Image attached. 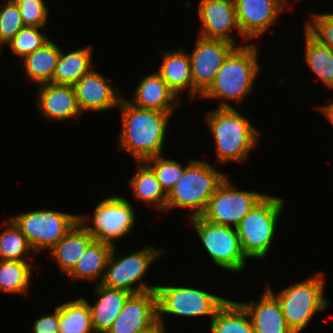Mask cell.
Wrapping results in <instances>:
<instances>
[{"label": "cell", "instance_id": "31", "mask_svg": "<svg viewBox=\"0 0 333 333\" xmlns=\"http://www.w3.org/2000/svg\"><path fill=\"white\" fill-rule=\"evenodd\" d=\"M32 267L27 261L0 260V293L27 296Z\"/></svg>", "mask_w": 333, "mask_h": 333}, {"label": "cell", "instance_id": "10", "mask_svg": "<svg viewBox=\"0 0 333 333\" xmlns=\"http://www.w3.org/2000/svg\"><path fill=\"white\" fill-rule=\"evenodd\" d=\"M188 221L216 267L235 274L244 270L249 259L241 249L235 227L215 224L202 216L190 218Z\"/></svg>", "mask_w": 333, "mask_h": 333}, {"label": "cell", "instance_id": "8", "mask_svg": "<svg viewBox=\"0 0 333 333\" xmlns=\"http://www.w3.org/2000/svg\"><path fill=\"white\" fill-rule=\"evenodd\" d=\"M135 214L134 207L127 198L110 195L95 206L93 216L78 215V222L95 240L115 246V241H121L134 230Z\"/></svg>", "mask_w": 333, "mask_h": 333}, {"label": "cell", "instance_id": "33", "mask_svg": "<svg viewBox=\"0 0 333 333\" xmlns=\"http://www.w3.org/2000/svg\"><path fill=\"white\" fill-rule=\"evenodd\" d=\"M193 160L186 162V166L177 160L164 158L163 155L154 156L145 160L153 169L161 188L166 194L174 187L177 181L182 177L183 172Z\"/></svg>", "mask_w": 333, "mask_h": 333}, {"label": "cell", "instance_id": "28", "mask_svg": "<svg viewBox=\"0 0 333 333\" xmlns=\"http://www.w3.org/2000/svg\"><path fill=\"white\" fill-rule=\"evenodd\" d=\"M209 333H254L251 318L240 302L226 300L210 322Z\"/></svg>", "mask_w": 333, "mask_h": 333}, {"label": "cell", "instance_id": "7", "mask_svg": "<svg viewBox=\"0 0 333 333\" xmlns=\"http://www.w3.org/2000/svg\"><path fill=\"white\" fill-rule=\"evenodd\" d=\"M165 250L147 246L121 256L116 253V245L113 246L100 284L108 288L125 290L131 294L156 291L157 285L146 284L145 280H141L146 276L153 262L162 256Z\"/></svg>", "mask_w": 333, "mask_h": 333}, {"label": "cell", "instance_id": "15", "mask_svg": "<svg viewBox=\"0 0 333 333\" xmlns=\"http://www.w3.org/2000/svg\"><path fill=\"white\" fill-rule=\"evenodd\" d=\"M113 80L105 77L95 67L82 76L74 85L76 100L80 111L108 112L119 106L123 96L120 90L113 86Z\"/></svg>", "mask_w": 333, "mask_h": 333}, {"label": "cell", "instance_id": "3", "mask_svg": "<svg viewBox=\"0 0 333 333\" xmlns=\"http://www.w3.org/2000/svg\"><path fill=\"white\" fill-rule=\"evenodd\" d=\"M214 138L216 159L219 163H241L248 160L259 143L257 130L241 112L233 108H216L204 116Z\"/></svg>", "mask_w": 333, "mask_h": 333}, {"label": "cell", "instance_id": "18", "mask_svg": "<svg viewBox=\"0 0 333 333\" xmlns=\"http://www.w3.org/2000/svg\"><path fill=\"white\" fill-rule=\"evenodd\" d=\"M37 93V108L48 121L78 119L82 115L79 109L75 91L71 85L45 83L39 85Z\"/></svg>", "mask_w": 333, "mask_h": 333}, {"label": "cell", "instance_id": "23", "mask_svg": "<svg viewBox=\"0 0 333 333\" xmlns=\"http://www.w3.org/2000/svg\"><path fill=\"white\" fill-rule=\"evenodd\" d=\"M95 240L77 222L70 231L52 248L50 254L58 268L66 275L74 268L87 247Z\"/></svg>", "mask_w": 333, "mask_h": 333}, {"label": "cell", "instance_id": "2", "mask_svg": "<svg viewBox=\"0 0 333 333\" xmlns=\"http://www.w3.org/2000/svg\"><path fill=\"white\" fill-rule=\"evenodd\" d=\"M246 42L236 47L225 59L214 82L200 98L220 99L218 108H233L229 101L241 105L254 90L260 74L258 45ZM227 101V102H226Z\"/></svg>", "mask_w": 333, "mask_h": 333}, {"label": "cell", "instance_id": "24", "mask_svg": "<svg viewBox=\"0 0 333 333\" xmlns=\"http://www.w3.org/2000/svg\"><path fill=\"white\" fill-rule=\"evenodd\" d=\"M112 249L111 244L94 240L67 274L69 280H88L95 285L100 284Z\"/></svg>", "mask_w": 333, "mask_h": 333}, {"label": "cell", "instance_id": "41", "mask_svg": "<svg viewBox=\"0 0 333 333\" xmlns=\"http://www.w3.org/2000/svg\"><path fill=\"white\" fill-rule=\"evenodd\" d=\"M285 6L287 5V3H289L288 5V7L287 8H289V9H291V5H290V2H288V0H280Z\"/></svg>", "mask_w": 333, "mask_h": 333}, {"label": "cell", "instance_id": "27", "mask_svg": "<svg viewBox=\"0 0 333 333\" xmlns=\"http://www.w3.org/2000/svg\"><path fill=\"white\" fill-rule=\"evenodd\" d=\"M60 50L61 47L50 39L41 48L27 55L20 61L25 78L38 85L51 83Z\"/></svg>", "mask_w": 333, "mask_h": 333}, {"label": "cell", "instance_id": "38", "mask_svg": "<svg viewBox=\"0 0 333 333\" xmlns=\"http://www.w3.org/2000/svg\"><path fill=\"white\" fill-rule=\"evenodd\" d=\"M33 324V333H59V308L55 306L52 314L35 319Z\"/></svg>", "mask_w": 333, "mask_h": 333}, {"label": "cell", "instance_id": "30", "mask_svg": "<svg viewBox=\"0 0 333 333\" xmlns=\"http://www.w3.org/2000/svg\"><path fill=\"white\" fill-rule=\"evenodd\" d=\"M59 308V333H95L90 307L84 297L66 301Z\"/></svg>", "mask_w": 333, "mask_h": 333}, {"label": "cell", "instance_id": "26", "mask_svg": "<svg viewBox=\"0 0 333 333\" xmlns=\"http://www.w3.org/2000/svg\"><path fill=\"white\" fill-rule=\"evenodd\" d=\"M92 50L91 45L68 53L61 48L51 83L73 86L88 74L94 68Z\"/></svg>", "mask_w": 333, "mask_h": 333}, {"label": "cell", "instance_id": "35", "mask_svg": "<svg viewBox=\"0 0 333 333\" xmlns=\"http://www.w3.org/2000/svg\"><path fill=\"white\" fill-rule=\"evenodd\" d=\"M0 5V51L25 26L14 0H5Z\"/></svg>", "mask_w": 333, "mask_h": 333}, {"label": "cell", "instance_id": "11", "mask_svg": "<svg viewBox=\"0 0 333 333\" xmlns=\"http://www.w3.org/2000/svg\"><path fill=\"white\" fill-rule=\"evenodd\" d=\"M8 218L24 234L36 255L52 249L78 222L77 214L53 209H39Z\"/></svg>", "mask_w": 333, "mask_h": 333}, {"label": "cell", "instance_id": "34", "mask_svg": "<svg viewBox=\"0 0 333 333\" xmlns=\"http://www.w3.org/2000/svg\"><path fill=\"white\" fill-rule=\"evenodd\" d=\"M46 27L24 26L8 43L12 53L18 56L19 62L27 55L41 48L51 38L46 36Z\"/></svg>", "mask_w": 333, "mask_h": 333}, {"label": "cell", "instance_id": "5", "mask_svg": "<svg viewBox=\"0 0 333 333\" xmlns=\"http://www.w3.org/2000/svg\"><path fill=\"white\" fill-rule=\"evenodd\" d=\"M324 280V273L318 271L278 292H274L268 284L265 286L280 303L287 325L293 333H301L309 326L315 314L325 311L331 304L324 296Z\"/></svg>", "mask_w": 333, "mask_h": 333}, {"label": "cell", "instance_id": "6", "mask_svg": "<svg viewBox=\"0 0 333 333\" xmlns=\"http://www.w3.org/2000/svg\"><path fill=\"white\" fill-rule=\"evenodd\" d=\"M284 200L268 193L244 216L236 227L243 253L248 259H265L275 239Z\"/></svg>", "mask_w": 333, "mask_h": 333}, {"label": "cell", "instance_id": "17", "mask_svg": "<svg viewBox=\"0 0 333 333\" xmlns=\"http://www.w3.org/2000/svg\"><path fill=\"white\" fill-rule=\"evenodd\" d=\"M238 24L250 41L264 35L276 25L280 14L287 9L280 0H234Z\"/></svg>", "mask_w": 333, "mask_h": 333}, {"label": "cell", "instance_id": "22", "mask_svg": "<svg viewBox=\"0 0 333 333\" xmlns=\"http://www.w3.org/2000/svg\"><path fill=\"white\" fill-rule=\"evenodd\" d=\"M161 65L156 71L169 88L181 100L179 94L188 90V98L193 100V80L189 55L183 48L161 51ZM185 90V91H184Z\"/></svg>", "mask_w": 333, "mask_h": 333}, {"label": "cell", "instance_id": "25", "mask_svg": "<svg viewBox=\"0 0 333 333\" xmlns=\"http://www.w3.org/2000/svg\"><path fill=\"white\" fill-rule=\"evenodd\" d=\"M136 171L129 179L134 200L151 204L165 212L167 194L161 188L153 169L145 161H135Z\"/></svg>", "mask_w": 333, "mask_h": 333}, {"label": "cell", "instance_id": "32", "mask_svg": "<svg viewBox=\"0 0 333 333\" xmlns=\"http://www.w3.org/2000/svg\"><path fill=\"white\" fill-rule=\"evenodd\" d=\"M4 225H7L6 229L0 232V260L26 261L36 254L24 234L9 218H6Z\"/></svg>", "mask_w": 333, "mask_h": 333}, {"label": "cell", "instance_id": "19", "mask_svg": "<svg viewBox=\"0 0 333 333\" xmlns=\"http://www.w3.org/2000/svg\"><path fill=\"white\" fill-rule=\"evenodd\" d=\"M132 93L128 102L142 109L173 113L182 102L156 71L142 77Z\"/></svg>", "mask_w": 333, "mask_h": 333}, {"label": "cell", "instance_id": "4", "mask_svg": "<svg viewBox=\"0 0 333 333\" xmlns=\"http://www.w3.org/2000/svg\"><path fill=\"white\" fill-rule=\"evenodd\" d=\"M227 177L206 160L193 161L182 177L167 194L165 211L175 208L189 209L187 219L201 216L217 187Z\"/></svg>", "mask_w": 333, "mask_h": 333}, {"label": "cell", "instance_id": "36", "mask_svg": "<svg viewBox=\"0 0 333 333\" xmlns=\"http://www.w3.org/2000/svg\"><path fill=\"white\" fill-rule=\"evenodd\" d=\"M304 29L320 44L333 50V13H311Z\"/></svg>", "mask_w": 333, "mask_h": 333}, {"label": "cell", "instance_id": "16", "mask_svg": "<svg viewBox=\"0 0 333 333\" xmlns=\"http://www.w3.org/2000/svg\"><path fill=\"white\" fill-rule=\"evenodd\" d=\"M158 325L157 294H132L107 333H146Z\"/></svg>", "mask_w": 333, "mask_h": 333}, {"label": "cell", "instance_id": "39", "mask_svg": "<svg viewBox=\"0 0 333 333\" xmlns=\"http://www.w3.org/2000/svg\"><path fill=\"white\" fill-rule=\"evenodd\" d=\"M320 112L323 114V116L328 119V121L331 123L333 126V100L331 103L324 104V105H319L316 107Z\"/></svg>", "mask_w": 333, "mask_h": 333}, {"label": "cell", "instance_id": "12", "mask_svg": "<svg viewBox=\"0 0 333 333\" xmlns=\"http://www.w3.org/2000/svg\"><path fill=\"white\" fill-rule=\"evenodd\" d=\"M229 179L226 177L217 187L201 216L209 222L236 228L266 194L238 190Z\"/></svg>", "mask_w": 333, "mask_h": 333}, {"label": "cell", "instance_id": "37", "mask_svg": "<svg viewBox=\"0 0 333 333\" xmlns=\"http://www.w3.org/2000/svg\"><path fill=\"white\" fill-rule=\"evenodd\" d=\"M25 26L47 27L49 9L45 0H14Z\"/></svg>", "mask_w": 333, "mask_h": 333}, {"label": "cell", "instance_id": "40", "mask_svg": "<svg viewBox=\"0 0 333 333\" xmlns=\"http://www.w3.org/2000/svg\"><path fill=\"white\" fill-rule=\"evenodd\" d=\"M167 330H165L161 325H157L152 330L146 332V333H167Z\"/></svg>", "mask_w": 333, "mask_h": 333}, {"label": "cell", "instance_id": "21", "mask_svg": "<svg viewBox=\"0 0 333 333\" xmlns=\"http://www.w3.org/2000/svg\"><path fill=\"white\" fill-rule=\"evenodd\" d=\"M97 295L93 304L88 302L95 333H107L116 317L121 313L131 293L97 284L93 287Z\"/></svg>", "mask_w": 333, "mask_h": 333}, {"label": "cell", "instance_id": "29", "mask_svg": "<svg viewBox=\"0 0 333 333\" xmlns=\"http://www.w3.org/2000/svg\"><path fill=\"white\" fill-rule=\"evenodd\" d=\"M303 31L304 62L326 88L333 90V50L320 44L305 29Z\"/></svg>", "mask_w": 333, "mask_h": 333}, {"label": "cell", "instance_id": "20", "mask_svg": "<svg viewBox=\"0 0 333 333\" xmlns=\"http://www.w3.org/2000/svg\"><path fill=\"white\" fill-rule=\"evenodd\" d=\"M262 293L255 302L240 301L251 318L254 333H293L277 298L266 287Z\"/></svg>", "mask_w": 333, "mask_h": 333}, {"label": "cell", "instance_id": "9", "mask_svg": "<svg viewBox=\"0 0 333 333\" xmlns=\"http://www.w3.org/2000/svg\"><path fill=\"white\" fill-rule=\"evenodd\" d=\"M158 324L165 330L164 315L178 317H206L211 320L218 308L227 300L204 289L185 286L157 285Z\"/></svg>", "mask_w": 333, "mask_h": 333}, {"label": "cell", "instance_id": "13", "mask_svg": "<svg viewBox=\"0 0 333 333\" xmlns=\"http://www.w3.org/2000/svg\"><path fill=\"white\" fill-rule=\"evenodd\" d=\"M197 37L193 50L187 52L193 80V99L201 97L210 87L225 59L237 47L225 40Z\"/></svg>", "mask_w": 333, "mask_h": 333}, {"label": "cell", "instance_id": "1", "mask_svg": "<svg viewBox=\"0 0 333 333\" xmlns=\"http://www.w3.org/2000/svg\"><path fill=\"white\" fill-rule=\"evenodd\" d=\"M118 108L122 122L117 140L119 149L130 153L134 162L162 155L173 113L138 108L124 97Z\"/></svg>", "mask_w": 333, "mask_h": 333}, {"label": "cell", "instance_id": "14", "mask_svg": "<svg viewBox=\"0 0 333 333\" xmlns=\"http://www.w3.org/2000/svg\"><path fill=\"white\" fill-rule=\"evenodd\" d=\"M201 21L198 36L205 39L225 40L242 46L233 37V31L240 34L242 43L249 41L241 32L238 24L234 0H200L197 11ZM239 44V45H238Z\"/></svg>", "mask_w": 333, "mask_h": 333}]
</instances>
